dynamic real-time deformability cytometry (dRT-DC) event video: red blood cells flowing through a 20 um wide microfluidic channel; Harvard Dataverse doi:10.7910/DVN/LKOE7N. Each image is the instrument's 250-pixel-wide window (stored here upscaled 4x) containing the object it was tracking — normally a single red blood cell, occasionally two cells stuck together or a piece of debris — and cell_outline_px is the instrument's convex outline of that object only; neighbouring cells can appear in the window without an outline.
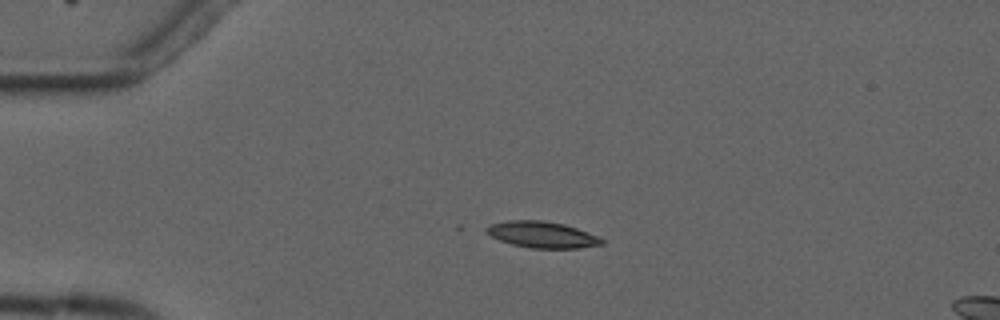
{"species": "common noctule bat (a hibernating species)", "species_latin": "Nyctalus noctula", "temperature_condition": "cold", "stored_images_in_passage": 4, "camera_frame_rate_fps": 3000, "um_per_image_px": 0.085, "animal": {"sex": "male", "forearm_length_mm": 52.5}, "frame": {"image": 1, "passage_image": 3, "time_ms": 3.333, "image_size_px": [1000, 320], "cell_outline_px": [[604, 244], [580, 248], [532, 248], [512, 244], [500, 240], [484, 232], [484, 228], [492, 224], [508, 220], [540, 220], [564, 224], [576, 228], [596, 236], [604, 240]], "centroid_in_image_um": [46.06, 19.94], "position_along_channel_um": 38.9, "area_um2": 17.51}}